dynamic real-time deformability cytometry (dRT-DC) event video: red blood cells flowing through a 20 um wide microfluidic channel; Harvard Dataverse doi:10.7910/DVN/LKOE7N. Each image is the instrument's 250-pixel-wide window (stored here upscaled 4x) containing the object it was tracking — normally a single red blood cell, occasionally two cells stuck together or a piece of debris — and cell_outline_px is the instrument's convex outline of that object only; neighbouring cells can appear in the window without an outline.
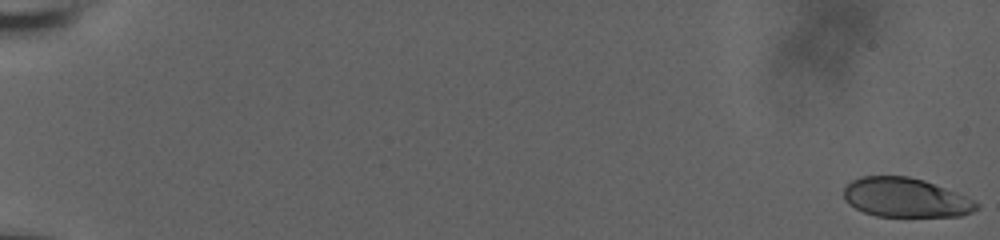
{"species": "human", "species_latin": "Homo sapiens", "temperature_condition": "room temperature", "stored_images_in_passage": 13, "camera_frame_rate_fps": 3000, "um_per_image_px": 0.085, "donor": {"sex": "male"}, "frame": {"image": 1, "passage_image": 1, "time_ms": 0.0, "image_size_px": [1000, 240], "cell_outline_px": [[980, 208], [972, 212], [960, 216], [876, 216], [864, 212], [848, 204], [844, 200], [844, 188], [852, 180], [860, 176], [908, 176], [924, 180], [956, 192], [980, 204]], "centroid_in_image_um": [76.96, 16.8], "position_along_channel_um": 8.0, "area_um2": 30.35}}
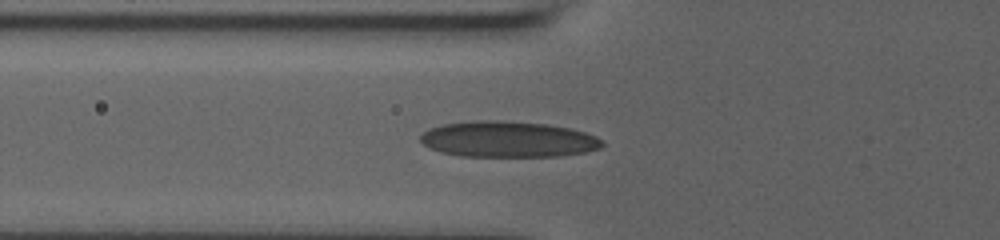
{"frame": {"image": 2, "passage_image": 11, "time_ms": 3.333, "image_size_px": [1000, 240], "cell_outline_px": [[604, 144], [600, 148], [584, 152], [560, 156], [460, 156], [440, 152], [428, 148], [420, 140], [420, 136], [428, 128], [444, 124], [476, 120], [504, 120], [548, 124], [568, 128], [584, 132], [596, 136]], "centroid_in_image_um": [43.15, 11.83], "position_along_channel_um": 82.7, "area_um2": 38.15}}
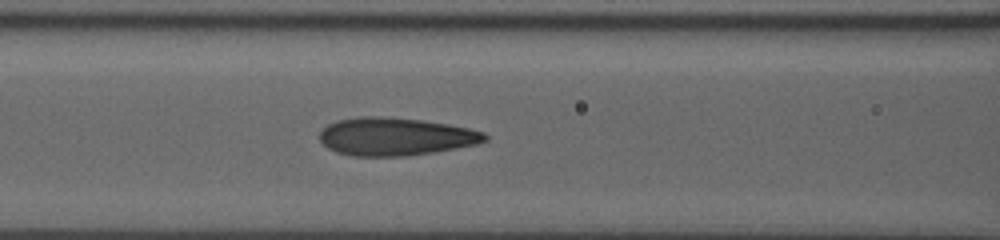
{"frame": {"image": 3, "passage_image": 13, "time_ms": 4.0, "image_size_px": [1000, 240], "cell_outline_px": [[488, 140], [476, 144], [456, 148], [408, 156], [352, 156], [336, 152], [328, 148], [320, 140], [320, 132], [328, 124], [336, 120], [360, 116], [380, 116], [420, 120], [448, 124], [468, 128], [484, 132], [488, 136]], "centroid_in_image_um": [33.6, 11.61], "position_along_channel_um": 133.0, "area_um2": 36.47}}